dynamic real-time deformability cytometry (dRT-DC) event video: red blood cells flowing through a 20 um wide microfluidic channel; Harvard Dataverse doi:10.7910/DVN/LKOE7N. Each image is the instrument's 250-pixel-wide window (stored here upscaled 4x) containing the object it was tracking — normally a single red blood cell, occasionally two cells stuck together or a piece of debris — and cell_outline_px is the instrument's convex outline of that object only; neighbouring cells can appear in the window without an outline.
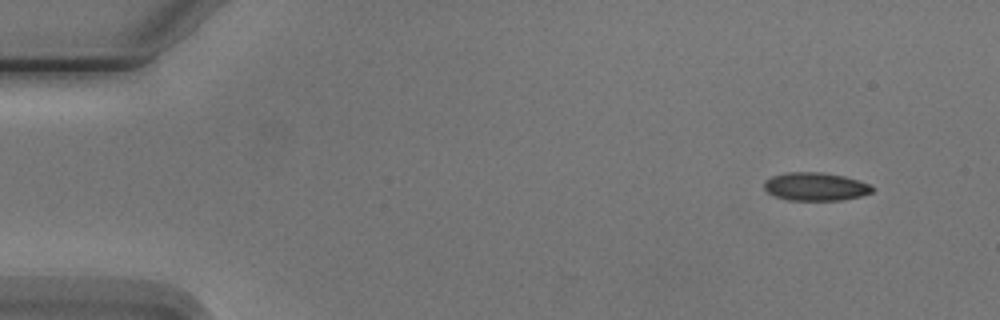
{"species": "Egyptian fruit bat (a non-hibernating species)", "species_latin": "Rousettus aegyptiacus", "temperature_condition": "cold", "stored_images_in_passage": 4, "camera_frame_rate_fps": 3000, "um_per_image_px": 0.085, "animal": {"sex": "male"}, "frame": {"image": 1, "passage_image": 1, "time_ms": 0.0, "image_size_px": [1000, 320], "cell_outline_px": [[876, 188], [872, 192], [860, 196], [840, 200], [788, 200], [776, 196], [768, 192], [764, 188], [764, 180], [772, 176], [784, 172], [824, 172], [844, 176], [860, 180]], "centroid_in_image_um": [69.32, 15.85], "position_along_channel_um": 15.7, "area_um2": 17.86}}
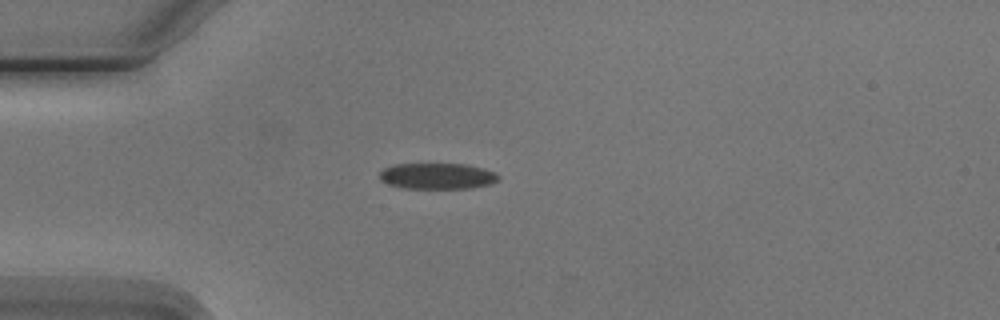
{"frame": {"image": 2, "passage_image": 4, "time_ms": 3.333, "image_size_px": [1000, 320], "cell_outline_px": [[500, 180], [492, 184], [472, 188], [404, 188], [388, 184], [380, 180], [380, 172], [384, 168], [392, 164], [468, 164], [484, 168], [496, 172], [500, 176]], "centroid_in_image_um": [37.22, 14.96], "position_along_channel_um": 47.8, "area_um2": 18.26}}